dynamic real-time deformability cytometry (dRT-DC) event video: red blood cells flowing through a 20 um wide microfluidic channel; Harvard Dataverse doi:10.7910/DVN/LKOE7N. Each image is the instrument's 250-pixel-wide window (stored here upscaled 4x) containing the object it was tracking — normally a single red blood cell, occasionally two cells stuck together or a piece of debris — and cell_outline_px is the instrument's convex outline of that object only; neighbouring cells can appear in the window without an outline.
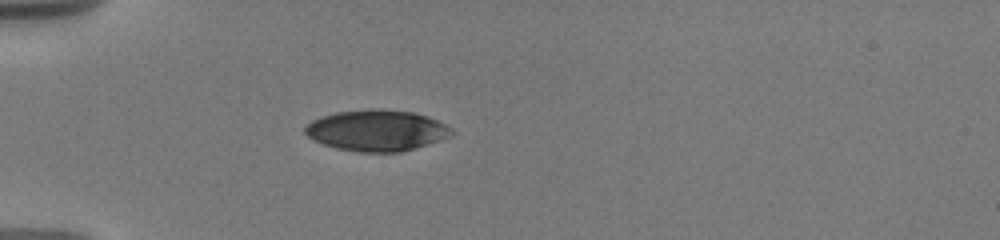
{"species": "human", "species_latin": "Homo sapiens", "temperature_condition": "warm", "stored_images_in_passage": 24, "camera_frame_rate_fps": 3000, "um_per_image_px": 0.085, "donor": {"sex": "male"}, "frame": {"image": 1, "passage_image": 1, "time_ms": 0.0, "image_size_px": [1000, 240], "cell_outline_px": [[456, 132], [448, 136], [400, 152], [360, 152], [336, 148], [312, 140], [304, 132], [304, 128], [312, 120], [336, 112], [372, 108], [380, 108], [412, 112], [436, 120], [452, 128]], "centroid_in_image_um": [31.97, 11.08], "position_along_channel_um": 53.0, "area_um2": 34.68}}
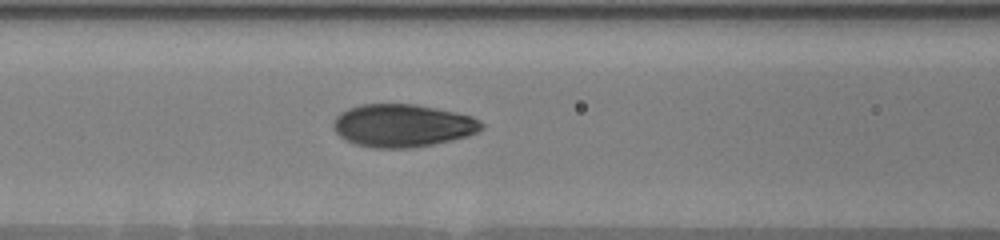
{"frame": {"image": 2, "passage_image": 11, "time_ms": 2.667, "image_size_px": [1000, 240], "cell_outline_px": [[484, 128], [468, 136], [452, 140], [412, 148], [372, 148], [356, 144], [344, 140], [332, 128], [332, 124], [336, 116], [340, 112], [348, 108], [360, 104], [416, 104], [456, 112], [472, 116], [480, 120], [484, 124]], "centroid_in_image_um": [34.2, 10.67], "position_along_channel_um": 132.4, "area_um2": 37.28}}
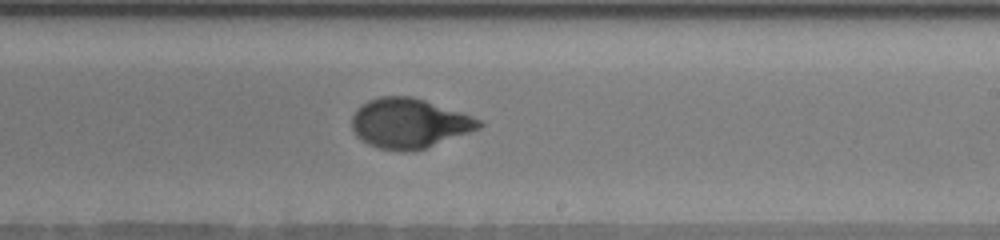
{"frame": {"image": 3, "passage_image": 23, "time_ms": 6.0, "image_size_px": [1000, 240], "cell_outline_px": [[484, 124], [480, 128], [424, 148], [412, 152], [400, 152], [380, 148], [368, 144], [360, 140], [352, 128], [352, 116], [356, 108], [360, 104], [368, 100], [380, 96], [412, 96], [472, 116], [480, 120]], "centroid_in_image_um": [34.73, 10.48], "position_along_channel_um": 254.3, "area_um2": 36.76}}